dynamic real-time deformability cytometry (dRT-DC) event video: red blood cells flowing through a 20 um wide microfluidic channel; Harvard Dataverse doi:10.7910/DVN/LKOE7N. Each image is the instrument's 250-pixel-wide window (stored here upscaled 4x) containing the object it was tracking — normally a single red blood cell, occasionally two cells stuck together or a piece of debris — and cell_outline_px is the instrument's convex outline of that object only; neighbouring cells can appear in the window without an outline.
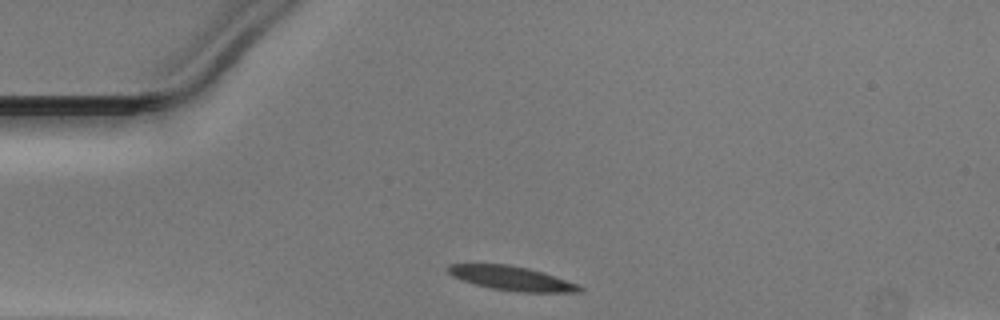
{"species": "Egyptian fruit bat (a non-hibernating species)", "species_latin": "Rousettus aegyptiacus", "temperature_condition": "warm", "stored_images_in_passage": 29, "camera_frame_rate_fps": 3000, "um_per_image_px": 0.085, "animal": {"sex": "male"}, "frame": {"image": 1, "passage_image": 1, "time_ms": 0.0, "image_size_px": [1000, 320], "cell_outline_px": [[584, 288], [580, 292], [516, 292], [492, 288], [460, 280], [452, 276], [448, 272], [448, 264], [508, 264], [528, 268], [576, 284]], "centroid_in_image_um": [43.43, 23.66], "position_along_channel_um": 41.6, "area_um2": 18.21}}
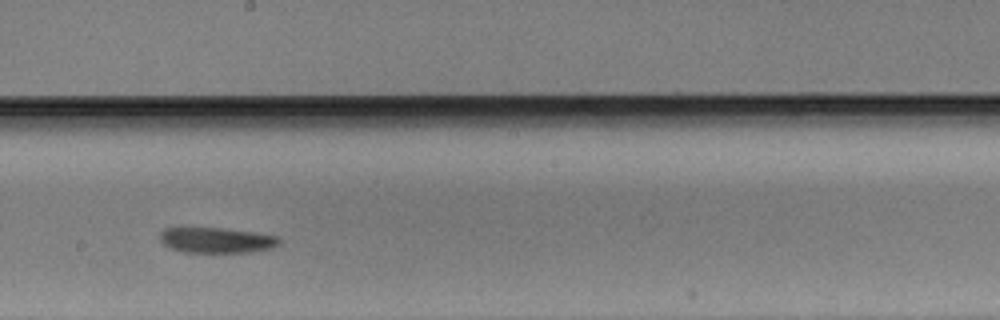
{"frame": {"image": 2, "passage_image": 17, "time_ms": 5.333, "image_size_px": [1000, 320], "cell_outline_px": [[280, 244], [272, 248], [248, 252], [184, 252], [172, 248], [164, 244], [160, 240], [160, 232], [164, 228], [224, 228], [256, 232], [280, 236]], "centroid_in_image_um": [18.45, 20.41], "position_along_channel_um": 229.7, "area_um2": 17.74}}
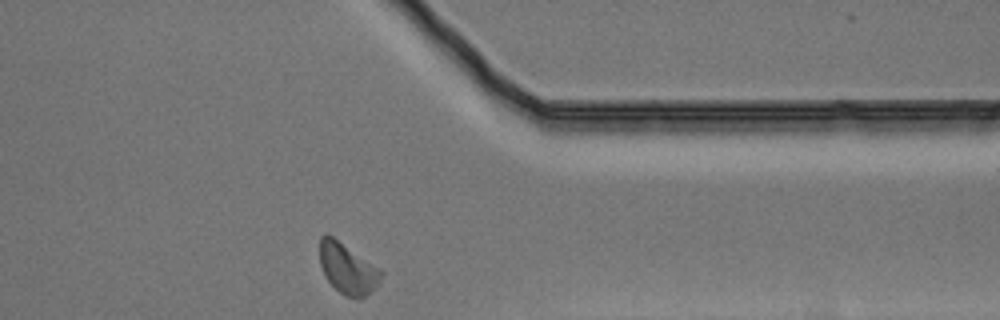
{"frame": {"image": 3, "passage_image": 29, "time_ms": 9.333, "image_size_px": [1000, 320], "cell_outline_px": [[384, 272], [380, 284], [376, 288], [364, 296], [356, 300], [344, 296], [324, 276], [320, 264], [320, 236], [324, 232], [328, 232], [380, 268]], "centroid_in_image_um": [29.56, 22.81], "position_along_channel_um": 381.8, "area_um2": 18.61}}